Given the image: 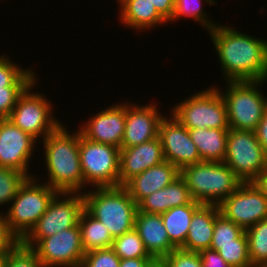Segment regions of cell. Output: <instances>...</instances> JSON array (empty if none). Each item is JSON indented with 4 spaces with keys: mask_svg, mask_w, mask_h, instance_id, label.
<instances>
[{
    "mask_svg": "<svg viewBox=\"0 0 267 267\" xmlns=\"http://www.w3.org/2000/svg\"><path fill=\"white\" fill-rule=\"evenodd\" d=\"M248 252L253 267H267V219L245 230Z\"/></svg>",
    "mask_w": 267,
    "mask_h": 267,
    "instance_id": "27",
    "label": "cell"
},
{
    "mask_svg": "<svg viewBox=\"0 0 267 267\" xmlns=\"http://www.w3.org/2000/svg\"><path fill=\"white\" fill-rule=\"evenodd\" d=\"M200 205L194 201L191 204L171 208L161 214L170 242L176 248H181L184 245L193 213Z\"/></svg>",
    "mask_w": 267,
    "mask_h": 267,
    "instance_id": "24",
    "label": "cell"
},
{
    "mask_svg": "<svg viewBox=\"0 0 267 267\" xmlns=\"http://www.w3.org/2000/svg\"><path fill=\"white\" fill-rule=\"evenodd\" d=\"M267 80L225 81L223 92L230 129L253 131L257 129L267 108V97L260 88Z\"/></svg>",
    "mask_w": 267,
    "mask_h": 267,
    "instance_id": "6",
    "label": "cell"
},
{
    "mask_svg": "<svg viewBox=\"0 0 267 267\" xmlns=\"http://www.w3.org/2000/svg\"><path fill=\"white\" fill-rule=\"evenodd\" d=\"M223 162L243 182H253L267 168V152L255 132L229 129Z\"/></svg>",
    "mask_w": 267,
    "mask_h": 267,
    "instance_id": "11",
    "label": "cell"
},
{
    "mask_svg": "<svg viewBox=\"0 0 267 267\" xmlns=\"http://www.w3.org/2000/svg\"><path fill=\"white\" fill-rule=\"evenodd\" d=\"M229 129H188L202 161L223 162Z\"/></svg>",
    "mask_w": 267,
    "mask_h": 267,
    "instance_id": "23",
    "label": "cell"
},
{
    "mask_svg": "<svg viewBox=\"0 0 267 267\" xmlns=\"http://www.w3.org/2000/svg\"><path fill=\"white\" fill-rule=\"evenodd\" d=\"M218 207L220 214L244 230L267 219V198L253 182H243Z\"/></svg>",
    "mask_w": 267,
    "mask_h": 267,
    "instance_id": "12",
    "label": "cell"
},
{
    "mask_svg": "<svg viewBox=\"0 0 267 267\" xmlns=\"http://www.w3.org/2000/svg\"><path fill=\"white\" fill-rule=\"evenodd\" d=\"M138 210L150 214H162L167 211L165 187L143 198L137 204Z\"/></svg>",
    "mask_w": 267,
    "mask_h": 267,
    "instance_id": "37",
    "label": "cell"
},
{
    "mask_svg": "<svg viewBox=\"0 0 267 267\" xmlns=\"http://www.w3.org/2000/svg\"><path fill=\"white\" fill-rule=\"evenodd\" d=\"M27 87H4L0 89V119L8 118L19 96Z\"/></svg>",
    "mask_w": 267,
    "mask_h": 267,
    "instance_id": "38",
    "label": "cell"
},
{
    "mask_svg": "<svg viewBox=\"0 0 267 267\" xmlns=\"http://www.w3.org/2000/svg\"><path fill=\"white\" fill-rule=\"evenodd\" d=\"M163 161L165 159L159 137L130 148H121L119 186Z\"/></svg>",
    "mask_w": 267,
    "mask_h": 267,
    "instance_id": "18",
    "label": "cell"
},
{
    "mask_svg": "<svg viewBox=\"0 0 267 267\" xmlns=\"http://www.w3.org/2000/svg\"><path fill=\"white\" fill-rule=\"evenodd\" d=\"M165 198L167 211L171 208L194 202V199L187 187V183L181 175L165 187Z\"/></svg>",
    "mask_w": 267,
    "mask_h": 267,
    "instance_id": "34",
    "label": "cell"
},
{
    "mask_svg": "<svg viewBox=\"0 0 267 267\" xmlns=\"http://www.w3.org/2000/svg\"><path fill=\"white\" fill-rule=\"evenodd\" d=\"M35 143H39L30 134L15 126L8 118L0 119V167L13 168L29 178V164Z\"/></svg>",
    "mask_w": 267,
    "mask_h": 267,
    "instance_id": "14",
    "label": "cell"
},
{
    "mask_svg": "<svg viewBox=\"0 0 267 267\" xmlns=\"http://www.w3.org/2000/svg\"><path fill=\"white\" fill-rule=\"evenodd\" d=\"M203 267H232L229 265L218 251L212 249H204L199 252Z\"/></svg>",
    "mask_w": 267,
    "mask_h": 267,
    "instance_id": "39",
    "label": "cell"
},
{
    "mask_svg": "<svg viewBox=\"0 0 267 267\" xmlns=\"http://www.w3.org/2000/svg\"><path fill=\"white\" fill-rule=\"evenodd\" d=\"M28 178L19 170L0 167V206L3 204L8 206Z\"/></svg>",
    "mask_w": 267,
    "mask_h": 267,
    "instance_id": "31",
    "label": "cell"
},
{
    "mask_svg": "<svg viewBox=\"0 0 267 267\" xmlns=\"http://www.w3.org/2000/svg\"><path fill=\"white\" fill-rule=\"evenodd\" d=\"M157 12L167 21L170 22L175 8V0H149Z\"/></svg>",
    "mask_w": 267,
    "mask_h": 267,
    "instance_id": "40",
    "label": "cell"
},
{
    "mask_svg": "<svg viewBox=\"0 0 267 267\" xmlns=\"http://www.w3.org/2000/svg\"><path fill=\"white\" fill-rule=\"evenodd\" d=\"M244 231L241 226L219 214L215 219L211 245L237 244V238Z\"/></svg>",
    "mask_w": 267,
    "mask_h": 267,
    "instance_id": "33",
    "label": "cell"
},
{
    "mask_svg": "<svg viewBox=\"0 0 267 267\" xmlns=\"http://www.w3.org/2000/svg\"><path fill=\"white\" fill-rule=\"evenodd\" d=\"M83 192L85 210L108 229L112 238L134 229L137 204L123 185Z\"/></svg>",
    "mask_w": 267,
    "mask_h": 267,
    "instance_id": "4",
    "label": "cell"
},
{
    "mask_svg": "<svg viewBox=\"0 0 267 267\" xmlns=\"http://www.w3.org/2000/svg\"><path fill=\"white\" fill-rule=\"evenodd\" d=\"M79 155L84 178L83 192L88 185L92 188L119 186V148L90 141L79 131Z\"/></svg>",
    "mask_w": 267,
    "mask_h": 267,
    "instance_id": "10",
    "label": "cell"
},
{
    "mask_svg": "<svg viewBox=\"0 0 267 267\" xmlns=\"http://www.w3.org/2000/svg\"><path fill=\"white\" fill-rule=\"evenodd\" d=\"M220 214L217 205L201 204L193 213L189 231L181 249L200 252L209 249L214 233L215 219Z\"/></svg>",
    "mask_w": 267,
    "mask_h": 267,
    "instance_id": "21",
    "label": "cell"
},
{
    "mask_svg": "<svg viewBox=\"0 0 267 267\" xmlns=\"http://www.w3.org/2000/svg\"><path fill=\"white\" fill-rule=\"evenodd\" d=\"M121 25L134 31H146L168 23L149 0H127L120 8Z\"/></svg>",
    "mask_w": 267,
    "mask_h": 267,
    "instance_id": "22",
    "label": "cell"
},
{
    "mask_svg": "<svg viewBox=\"0 0 267 267\" xmlns=\"http://www.w3.org/2000/svg\"><path fill=\"white\" fill-rule=\"evenodd\" d=\"M126 102L125 130L121 148H130L158 137L161 116L155 103L139 105Z\"/></svg>",
    "mask_w": 267,
    "mask_h": 267,
    "instance_id": "17",
    "label": "cell"
},
{
    "mask_svg": "<svg viewBox=\"0 0 267 267\" xmlns=\"http://www.w3.org/2000/svg\"><path fill=\"white\" fill-rule=\"evenodd\" d=\"M210 249L218 251L219 255L232 267H253L249 258L245 231L237 238V244L210 245Z\"/></svg>",
    "mask_w": 267,
    "mask_h": 267,
    "instance_id": "30",
    "label": "cell"
},
{
    "mask_svg": "<svg viewBox=\"0 0 267 267\" xmlns=\"http://www.w3.org/2000/svg\"><path fill=\"white\" fill-rule=\"evenodd\" d=\"M227 81L267 80V40L218 24L208 31Z\"/></svg>",
    "mask_w": 267,
    "mask_h": 267,
    "instance_id": "1",
    "label": "cell"
},
{
    "mask_svg": "<svg viewBox=\"0 0 267 267\" xmlns=\"http://www.w3.org/2000/svg\"><path fill=\"white\" fill-rule=\"evenodd\" d=\"M185 179L194 201L204 205H219L243 181L224 162L201 161L184 167Z\"/></svg>",
    "mask_w": 267,
    "mask_h": 267,
    "instance_id": "5",
    "label": "cell"
},
{
    "mask_svg": "<svg viewBox=\"0 0 267 267\" xmlns=\"http://www.w3.org/2000/svg\"><path fill=\"white\" fill-rule=\"evenodd\" d=\"M111 249L120 259L154 258L145 248V245L135 228L112 241Z\"/></svg>",
    "mask_w": 267,
    "mask_h": 267,
    "instance_id": "29",
    "label": "cell"
},
{
    "mask_svg": "<svg viewBox=\"0 0 267 267\" xmlns=\"http://www.w3.org/2000/svg\"><path fill=\"white\" fill-rule=\"evenodd\" d=\"M57 193L46 183H40L37 177L28 178L19 188L8 210L0 212L6 233L14 241H21L46 212Z\"/></svg>",
    "mask_w": 267,
    "mask_h": 267,
    "instance_id": "3",
    "label": "cell"
},
{
    "mask_svg": "<svg viewBox=\"0 0 267 267\" xmlns=\"http://www.w3.org/2000/svg\"><path fill=\"white\" fill-rule=\"evenodd\" d=\"M63 123L43 140L46 184L57 192L83 193L84 178L79 155V130L70 133Z\"/></svg>",
    "mask_w": 267,
    "mask_h": 267,
    "instance_id": "2",
    "label": "cell"
},
{
    "mask_svg": "<svg viewBox=\"0 0 267 267\" xmlns=\"http://www.w3.org/2000/svg\"><path fill=\"white\" fill-rule=\"evenodd\" d=\"M158 137L163 148L164 159L175 165L180 171L191 164L201 162L190 133L171 114L161 120Z\"/></svg>",
    "mask_w": 267,
    "mask_h": 267,
    "instance_id": "15",
    "label": "cell"
},
{
    "mask_svg": "<svg viewBox=\"0 0 267 267\" xmlns=\"http://www.w3.org/2000/svg\"><path fill=\"white\" fill-rule=\"evenodd\" d=\"M164 258L169 267H203L199 252L176 248Z\"/></svg>",
    "mask_w": 267,
    "mask_h": 267,
    "instance_id": "36",
    "label": "cell"
},
{
    "mask_svg": "<svg viewBox=\"0 0 267 267\" xmlns=\"http://www.w3.org/2000/svg\"><path fill=\"white\" fill-rule=\"evenodd\" d=\"M32 250L45 267H80L85 255L79 225L41 239Z\"/></svg>",
    "mask_w": 267,
    "mask_h": 267,
    "instance_id": "13",
    "label": "cell"
},
{
    "mask_svg": "<svg viewBox=\"0 0 267 267\" xmlns=\"http://www.w3.org/2000/svg\"><path fill=\"white\" fill-rule=\"evenodd\" d=\"M81 243L85 253L90 251L111 248L113 238L104 224L86 210L79 219Z\"/></svg>",
    "mask_w": 267,
    "mask_h": 267,
    "instance_id": "25",
    "label": "cell"
},
{
    "mask_svg": "<svg viewBox=\"0 0 267 267\" xmlns=\"http://www.w3.org/2000/svg\"><path fill=\"white\" fill-rule=\"evenodd\" d=\"M84 210L83 193L58 192L46 212L20 242L32 249L41 239L79 225V219Z\"/></svg>",
    "mask_w": 267,
    "mask_h": 267,
    "instance_id": "8",
    "label": "cell"
},
{
    "mask_svg": "<svg viewBox=\"0 0 267 267\" xmlns=\"http://www.w3.org/2000/svg\"><path fill=\"white\" fill-rule=\"evenodd\" d=\"M147 267H169L165 258L154 257Z\"/></svg>",
    "mask_w": 267,
    "mask_h": 267,
    "instance_id": "45",
    "label": "cell"
},
{
    "mask_svg": "<svg viewBox=\"0 0 267 267\" xmlns=\"http://www.w3.org/2000/svg\"><path fill=\"white\" fill-rule=\"evenodd\" d=\"M119 3V6L121 7L127 0H117Z\"/></svg>",
    "mask_w": 267,
    "mask_h": 267,
    "instance_id": "47",
    "label": "cell"
},
{
    "mask_svg": "<svg viewBox=\"0 0 267 267\" xmlns=\"http://www.w3.org/2000/svg\"><path fill=\"white\" fill-rule=\"evenodd\" d=\"M219 89L210 86L186 97L173 106L171 115L187 129H230L226 105Z\"/></svg>",
    "mask_w": 267,
    "mask_h": 267,
    "instance_id": "7",
    "label": "cell"
},
{
    "mask_svg": "<svg viewBox=\"0 0 267 267\" xmlns=\"http://www.w3.org/2000/svg\"><path fill=\"white\" fill-rule=\"evenodd\" d=\"M9 58L8 55L0 56V89H4V87H28L38 78L33 71L34 69L20 67Z\"/></svg>",
    "mask_w": 267,
    "mask_h": 267,
    "instance_id": "26",
    "label": "cell"
},
{
    "mask_svg": "<svg viewBox=\"0 0 267 267\" xmlns=\"http://www.w3.org/2000/svg\"><path fill=\"white\" fill-rule=\"evenodd\" d=\"M253 183L267 198V168L253 181Z\"/></svg>",
    "mask_w": 267,
    "mask_h": 267,
    "instance_id": "44",
    "label": "cell"
},
{
    "mask_svg": "<svg viewBox=\"0 0 267 267\" xmlns=\"http://www.w3.org/2000/svg\"><path fill=\"white\" fill-rule=\"evenodd\" d=\"M90 117L78 128L80 134L90 141L121 149L125 130L126 102L112 104Z\"/></svg>",
    "mask_w": 267,
    "mask_h": 267,
    "instance_id": "16",
    "label": "cell"
},
{
    "mask_svg": "<svg viewBox=\"0 0 267 267\" xmlns=\"http://www.w3.org/2000/svg\"><path fill=\"white\" fill-rule=\"evenodd\" d=\"M5 267H45L36 253L20 241H13L6 248Z\"/></svg>",
    "mask_w": 267,
    "mask_h": 267,
    "instance_id": "32",
    "label": "cell"
},
{
    "mask_svg": "<svg viewBox=\"0 0 267 267\" xmlns=\"http://www.w3.org/2000/svg\"><path fill=\"white\" fill-rule=\"evenodd\" d=\"M134 228L152 257L164 258L176 249L170 242L161 214L137 211Z\"/></svg>",
    "mask_w": 267,
    "mask_h": 267,
    "instance_id": "20",
    "label": "cell"
},
{
    "mask_svg": "<svg viewBox=\"0 0 267 267\" xmlns=\"http://www.w3.org/2000/svg\"><path fill=\"white\" fill-rule=\"evenodd\" d=\"M208 3V5H216L215 0H175V8L171 22L174 23L176 20H181L183 18L194 19L195 22L199 23L201 27L210 31L217 24L208 17L207 12L203 9V3ZM212 20V21H211Z\"/></svg>",
    "mask_w": 267,
    "mask_h": 267,
    "instance_id": "28",
    "label": "cell"
},
{
    "mask_svg": "<svg viewBox=\"0 0 267 267\" xmlns=\"http://www.w3.org/2000/svg\"><path fill=\"white\" fill-rule=\"evenodd\" d=\"M120 258L111 248L85 253L80 267H120Z\"/></svg>",
    "mask_w": 267,
    "mask_h": 267,
    "instance_id": "35",
    "label": "cell"
},
{
    "mask_svg": "<svg viewBox=\"0 0 267 267\" xmlns=\"http://www.w3.org/2000/svg\"><path fill=\"white\" fill-rule=\"evenodd\" d=\"M153 258H129L121 259L120 267H147Z\"/></svg>",
    "mask_w": 267,
    "mask_h": 267,
    "instance_id": "42",
    "label": "cell"
},
{
    "mask_svg": "<svg viewBox=\"0 0 267 267\" xmlns=\"http://www.w3.org/2000/svg\"><path fill=\"white\" fill-rule=\"evenodd\" d=\"M179 176L180 170L165 160L134 176L123 186L138 204L143 198L168 186Z\"/></svg>",
    "mask_w": 267,
    "mask_h": 267,
    "instance_id": "19",
    "label": "cell"
},
{
    "mask_svg": "<svg viewBox=\"0 0 267 267\" xmlns=\"http://www.w3.org/2000/svg\"><path fill=\"white\" fill-rule=\"evenodd\" d=\"M6 264V249L0 254V267H5Z\"/></svg>",
    "mask_w": 267,
    "mask_h": 267,
    "instance_id": "46",
    "label": "cell"
},
{
    "mask_svg": "<svg viewBox=\"0 0 267 267\" xmlns=\"http://www.w3.org/2000/svg\"><path fill=\"white\" fill-rule=\"evenodd\" d=\"M37 81L38 79L32 82L19 96L8 119L40 142V139L43 140L48 134L54 132L62 122L52 115L54 105L51 100L37 92L38 90L33 92Z\"/></svg>",
    "mask_w": 267,
    "mask_h": 267,
    "instance_id": "9",
    "label": "cell"
},
{
    "mask_svg": "<svg viewBox=\"0 0 267 267\" xmlns=\"http://www.w3.org/2000/svg\"><path fill=\"white\" fill-rule=\"evenodd\" d=\"M14 240L6 233L3 218L0 216V254L13 242Z\"/></svg>",
    "mask_w": 267,
    "mask_h": 267,
    "instance_id": "43",
    "label": "cell"
},
{
    "mask_svg": "<svg viewBox=\"0 0 267 267\" xmlns=\"http://www.w3.org/2000/svg\"><path fill=\"white\" fill-rule=\"evenodd\" d=\"M255 133L262 148L267 152V108L262 120L259 122L257 129L255 130Z\"/></svg>",
    "mask_w": 267,
    "mask_h": 267,
    "instance_id": "41",
    "label": "cell"
}]
</instances>
